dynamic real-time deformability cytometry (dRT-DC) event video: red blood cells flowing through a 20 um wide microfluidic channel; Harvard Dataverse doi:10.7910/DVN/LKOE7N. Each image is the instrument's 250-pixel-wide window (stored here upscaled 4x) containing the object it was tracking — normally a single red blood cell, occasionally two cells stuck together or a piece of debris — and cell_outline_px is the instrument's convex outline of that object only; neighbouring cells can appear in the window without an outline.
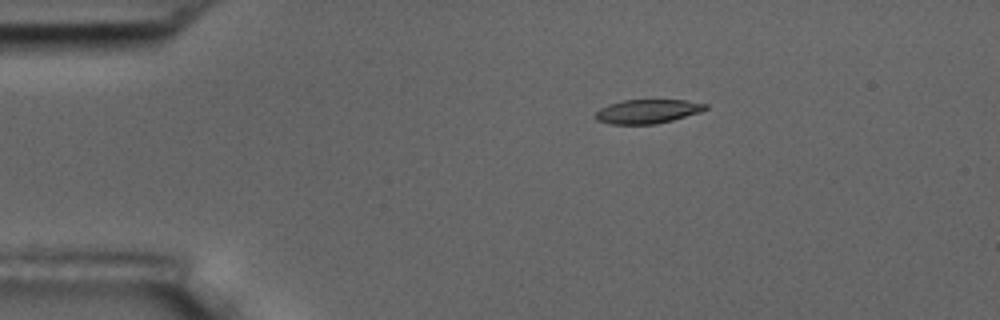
{"species": "common noctule bat (a hibernating species)", "species_latin": "Nyctalus noctula", "temperature_condition": "room temperature", "stored_images_in_passage": 6, "camera_frame_rate_fps": 3000, "um_per_image_px": 0.085, "animal": {"sex": "male", "body_mass_g": 17.5, "forearm_length_mm": 52.3}, "frame": {"image": 1, "passage_image": 3, "time_ms": 2.333, "image_size_px": [1000, 320], "cell_outline_px": [[708, 108], [700, 112], [672, 120], [656, 124], [608, 124], [596, 120], [592, 116], [600, 108], [608, 104], [624, 100], [684, 100], [708, 104]], "centroid_in_image_um": [55.0, 9.47], "position_along_channel_um": 30.0, "area_um2": 15.49}}
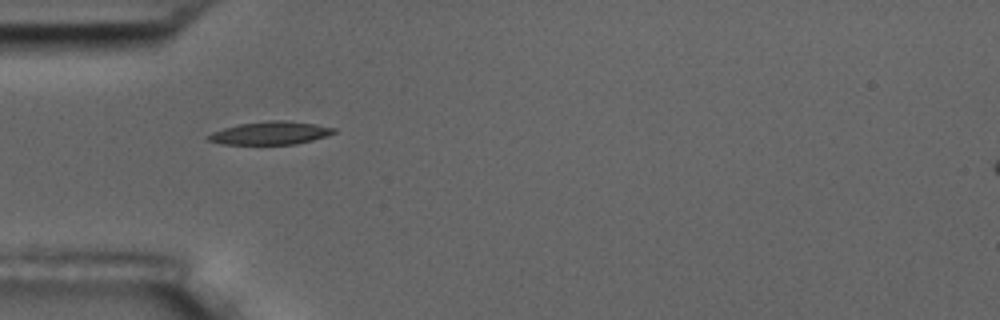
{"frame": {"image": 2, "passage_image": 5, "time_ms": 4.667, "image_size_px": [1000, 320], "cell_outline_px": [[336, 132], [328, 136], [296, 144], [220, 144], [208, 140], [204, 136], [212, 132], [224, 128], [240, 124], [268, 120], [284, 120], [316, 124], [336, 128]], "centroid_in_image_um": [22.98, 11.31], "position_along_channel_um": 62.0, "area_um2": 16.94}}